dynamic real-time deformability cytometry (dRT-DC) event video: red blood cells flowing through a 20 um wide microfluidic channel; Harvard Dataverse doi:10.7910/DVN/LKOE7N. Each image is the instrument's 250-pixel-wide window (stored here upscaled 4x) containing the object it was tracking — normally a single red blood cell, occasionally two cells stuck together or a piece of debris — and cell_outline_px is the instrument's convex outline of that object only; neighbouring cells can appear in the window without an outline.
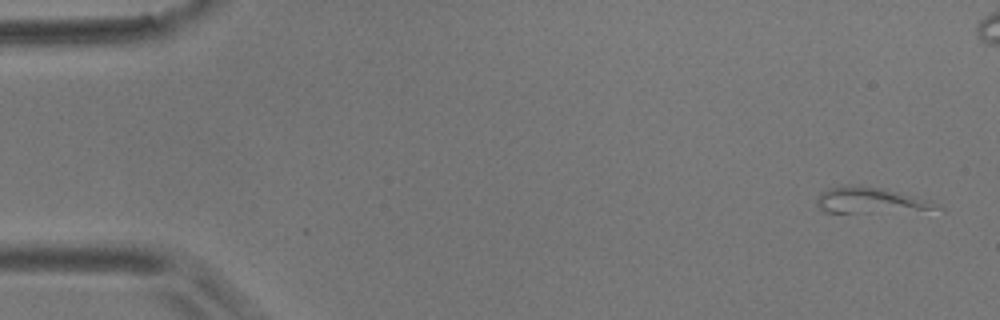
{"species": "common noctule bat (a hibernating species)", "species_latin": "Nyctalus noctula", "temperature_condition": "room temperature", "stored_images_in_passage": 13, "camera_frame_rate_fps": 3000, "um_per_image_px": 0.085, "animal": {"sex": "male", "body_mass_g": 17.9}, "frame": {"image": 1, "passage_image": 13, "time_ms": 4.0, "image_size_px": [1000, 320], "cell_outline_px": [[944, 212], [820, 212], [816, 204], [816, 200], [820, 192], [828, 188], [848, 184], [860, 184], [884, 188], [932, 200], [944, 208]], "centroid_in_image_um": [74.13, 17.05], "position_along_channel_um": 10.9, "area_um2": 19.25}}